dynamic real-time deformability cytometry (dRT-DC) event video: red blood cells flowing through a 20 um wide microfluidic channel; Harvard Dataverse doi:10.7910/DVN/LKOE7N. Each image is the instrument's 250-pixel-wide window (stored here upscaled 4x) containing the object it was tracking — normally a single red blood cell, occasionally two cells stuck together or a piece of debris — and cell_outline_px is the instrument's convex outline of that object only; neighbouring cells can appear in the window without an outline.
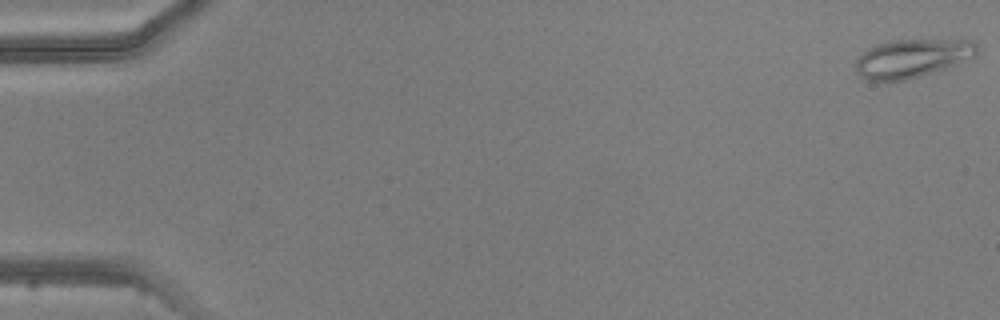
{"species": "common noctule bat (a hibernating species)", "species_latin": "Nyctalus noctula", "temperature_condition": "warm", "stored_images_in_passage": 4, "camera_frame_rate_fps": 3000, "um_per_image_px": 0.085, "animal": {"sex": "male", "body_mass_g": 20.5, "forearm_length_mm": 52.5}, "frame": {"image": 1, "passage_image": 1, "time_ms": 0.0, "image_size_px": [1000, 320], "cell_outline_px": [[976, 56], [956, 64], [932, 72], [904, 80], [868, 80], [856, 72], [856, 60], [868, 48], [888, 40], [972, 40], [976, 44]], "centroid_in_image_um": [77.52, 4.94], "position_along_channel_um": 7.5, "area_um2": 26.7}}